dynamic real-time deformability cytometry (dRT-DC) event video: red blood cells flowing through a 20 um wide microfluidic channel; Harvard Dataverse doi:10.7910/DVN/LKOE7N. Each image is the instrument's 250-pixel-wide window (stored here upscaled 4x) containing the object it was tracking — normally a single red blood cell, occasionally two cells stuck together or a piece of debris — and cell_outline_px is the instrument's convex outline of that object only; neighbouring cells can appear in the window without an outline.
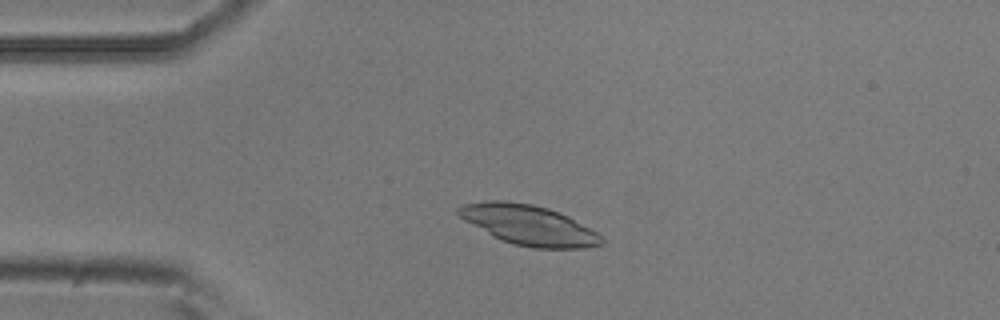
{"species": "common noctule bat (a hibernating species)", "species_latin": "Nyctalus noctula", "temperature_condition": "room temperature", "stored_images_in_passage": 51, "camera_frame_rate_fps": 3000, "um_per_image_px": 0.085, "animal": {"sex": "male", "body_mass_g": 20.5, "forearm_length_mm": 52.5}, "frame": {"image": 1, "passage_image": 10, "time_ms": 3.0, "image_size_px": [1000, 320], "cell_outline_px": [[604, 244], [584, 248], [532, 248], [512, 244], [500, 240], [492, 236], [464, 220], [456, 212], [456, 208], [464, 204], [484, 200], [504, 200], [532, 204], [548, 208], [560, 212], [568, 216], [596, 232], [604, 240]], "centroid_in_image_um": [44.91, 19.12], "position_along_channel_um": 40.1, "area_um2": 33.41}}